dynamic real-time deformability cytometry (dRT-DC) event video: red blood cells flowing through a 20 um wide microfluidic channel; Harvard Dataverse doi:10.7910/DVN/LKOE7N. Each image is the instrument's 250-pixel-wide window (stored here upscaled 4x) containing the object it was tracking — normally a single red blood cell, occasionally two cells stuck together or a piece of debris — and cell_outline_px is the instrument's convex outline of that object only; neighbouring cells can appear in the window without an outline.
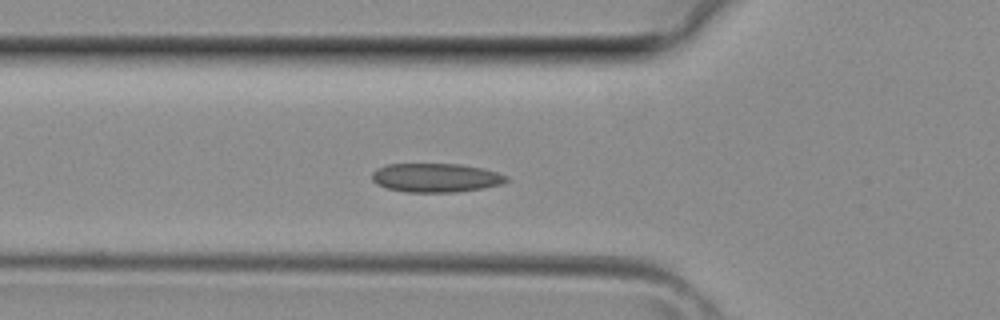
{"species": "common noctule bat (a hibernating species)", "species_latin": "Nyctalus noctula", "temperature_condition": "room temperature", "stored_images_in_passage": 31, "camera_frame_rate_fps": 3000, "um_per_image_px": 0.085, "animal": {"sex": "female", "body_mass_g": 29.2, "forearm_length_mm": 56.3}, "frame": {"image": 1, "passage_image": 11, "time_ms": 3.333, "image_size_px": [1000, 320], "cell_outline_px": [[508, 180], [500, 184], [480, 188], [456, 192], [404, 192], [388, 188], [376, 184], [372, 180], [372, 172], [376, 168], [388, 164], [460, 164], [484, 168], [508, 176]], "centroid_in_image_um": [37.01, 15.1], "position_along_channel_um": 88.8, "area_um2": 22.6}}
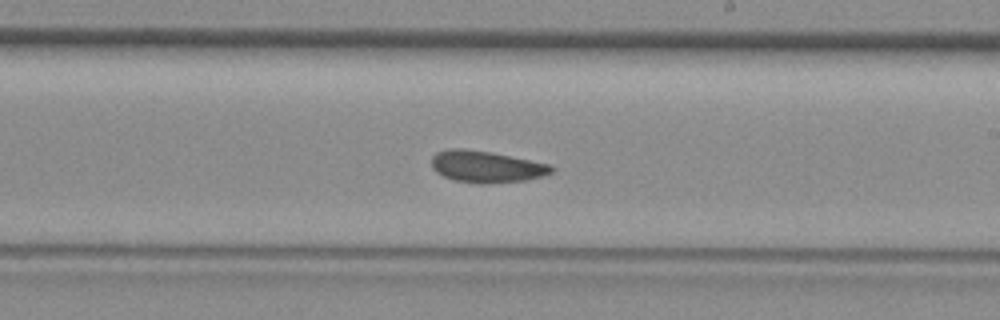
{"frame": {"image": 2, "passage_image": 20, "time_ms": 6.333, "image_size_px": [1000, 320], "cell_outline_px": [[556, 168], [552, 172], [544, 176], [528, 180], [488, 184], [480, 184], [456, 180], [444, 176], [436, 172], [432, 168], [432, 156], [436, 152], [448, 148], [464, 148], [492, 152], [552, 164]], "centroid_in_image_um": [41.38, 14.16], "position_along_channel_um": 247.6, "area_um2": 22.54}}
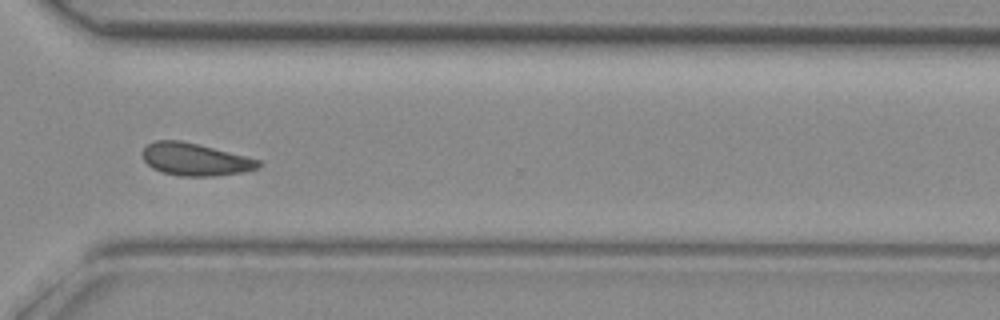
{"frame": {"image": 3, "passage_image": 26, "time_ms": 8.333, "image_size_px": [1000, 320], "cell_outline_px": [[264, 164], [260, 168], [240, 172], [212, 176], [180, 176], [160, 172], [152, 168], [144, 160], [144, 148], [148, 144], [156, 140], [180, 140], [260, 160]], "centroid_in_image_um": [16.59, 13.56], "position_along_channel_um": 354.0, "area_um2": 21.62}}